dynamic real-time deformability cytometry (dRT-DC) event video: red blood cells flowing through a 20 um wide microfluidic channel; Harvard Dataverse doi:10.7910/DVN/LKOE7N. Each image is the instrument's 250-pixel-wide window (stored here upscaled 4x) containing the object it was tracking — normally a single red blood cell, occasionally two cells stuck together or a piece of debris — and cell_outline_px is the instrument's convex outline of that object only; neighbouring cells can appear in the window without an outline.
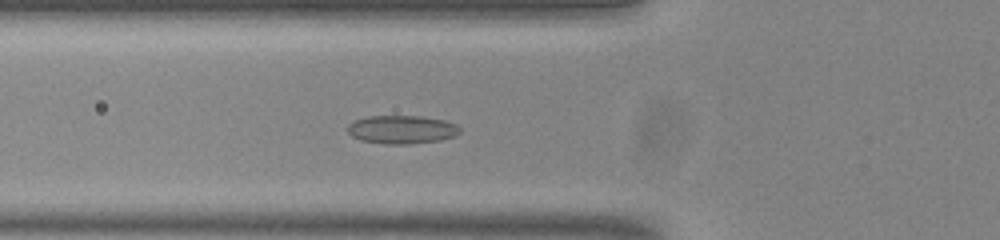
{"species": "common noctule bat (a hibernating species)", "species_latin": "Nyctalus noctula", "temperature_condition": "room temperature", "stored_images_in_passage": 45, "camera_frame_rate_fps": 3000, "um_per_image_px": 0.085, "animal": {"sex": "male", "body_mass_g": 20.0, "forearm_length_mm": 53.3}, "frame": {"image": 1, "passage_image": 13, "time_ms": 4.0, "image_size_px": [1000, 240], "cell_outline_px": [[460, 132], [456, 136], [440, 140], [408, 144], [384, 144], [360, 140], [352, 136], [348, 132], [348, 124], [356, 120], [368, 116], [424, 116], [444, 120], [456, 124], [460, 128]], "centroid_in_image_um": [34.17, 11.01], "position_along_channel_um": 91.6, "area_um2": 18.61}}
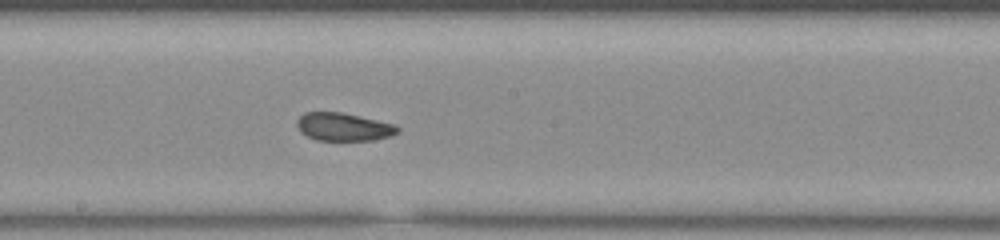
{"frame": {"image": 2, "passage_image": 23, "time_ms": 7.333, "image_size_px": [1000, 240], "cell_outline_px": [[400, 132], [388, 136], [372, 140], [316, 140], [300, 132], [296, 124], [296, 120], [304, 112], [340, 112], [360, 116], [396, 124], [400, 128]], "centroid_in_image_um": [29.2, 10.78], "position_along_channel_um": 219.0, "area_um2": 16.47}}
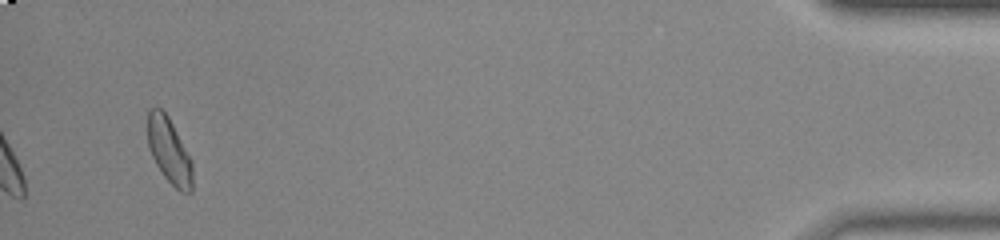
{"frame": {"image": 3, "passage_image": 45, "time_ms": 14.667, "image_size_px": [1000, 240], "cell_outline_px": [[192, 192], [180, 192], [164, 176], [156, 164], [152, 156], [148, 144], [148, 108], [156, 104], [168, 116], [192, 160]], "centroid_in_image_um": [14.37, 12.78], "position_along_channel_um": 420.8, "area_um2": 17.11}, "authors_computed_cell_mechanics": {"area_um2": 17.5712, "velocity_mm_per_s": 3.8233, "shape_relaxation_time_tau1_ms": null, "shape_relaxation_time_tau2_ms": 2.6901, "deformation_change_tau1": null, "deformation_change_tau2": 0.0868}}